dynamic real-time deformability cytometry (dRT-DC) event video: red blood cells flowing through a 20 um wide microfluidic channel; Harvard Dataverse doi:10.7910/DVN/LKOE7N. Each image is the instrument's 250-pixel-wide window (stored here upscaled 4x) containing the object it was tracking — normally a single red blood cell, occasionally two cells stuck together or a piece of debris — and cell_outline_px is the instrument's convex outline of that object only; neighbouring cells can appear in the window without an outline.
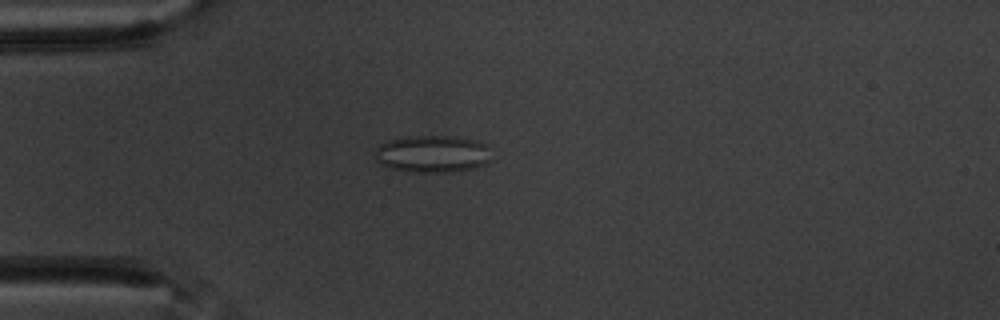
{"species": "common noctule bat (a hibernating species)", "species_latin": "Nyctalus noctula", "temperature_condition": "warm", "stored_images_in_passage": 48, "camera_frame_rate_fps": 3000, "um_per_image_px": 0.085, "animal": {"sex": "male", "body_mass_g": 20.1, "forearm_length_mm": 53.5}, "frame": {"image": 1, "passage_image": 6, "time_ms": 1.667, "image_size_px": [1000, 320], "cell_outline_px": [[492, 160], [484, 164], [472, 168], [448, 172], [412, 172], [392, 168], [380, 164], [376, 160], [376, 148], [380, 144], [388, 140], [408, 136], [456, 136], [476, 140], [484, 144]], "centroid_in_image_um": [36.74, 13.07], "position_along_channel_um": 48.3, "area_um2": 25.14}}
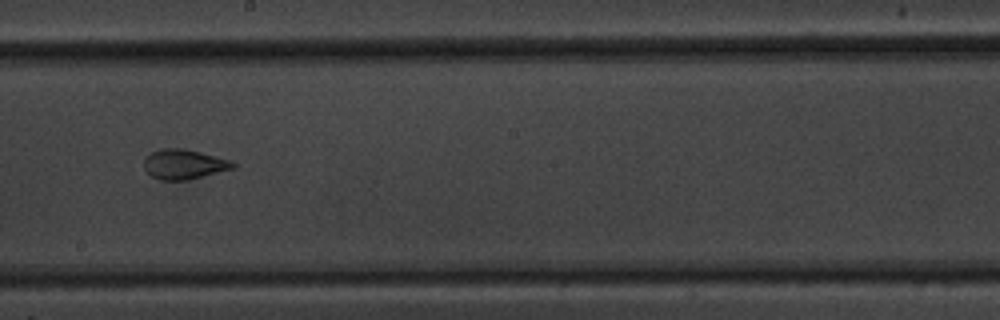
{"frame": {"image": 2, "passage_image": 23, "time_ms": 7.333, "image_size_px": [1000, 320], "cell_outline_px": [[236, 168], [188, 180], [160, 180], [152, 176], [144, 168], [144, 160], [152, 152], [160, 148], [180, 148], [200, 152], [232, 160], [236, 164]], "centroid_in_image_um": [15.67, 13.96], "position_along_channel_um": 232.5, "area_um2": 15.49}}
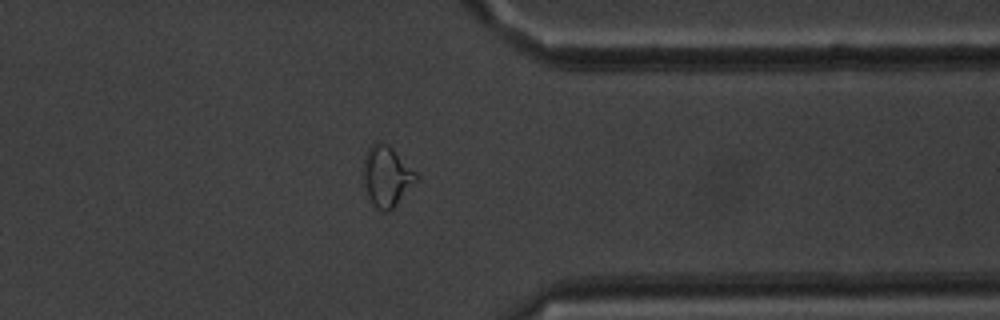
{"frame": {"image": 3, "passage_image": 36, "time_ms": 11.667, "image_size_px": [1000, 320], "cell_outline_px": [[420, 180], [388, 212], [384, 212], [376, 208], [372, 204], [368, 196], [364, 184], [364, 156], [368, 148], [376, 140], [388, 144], [420, 176]], "centroid_in_image_um": [32.89, 14.98], "position_along_channel_um": 378.5, "area_um2": 18.79}, "authors_computed_cell_mechanics": {"area_um2": 18.5827, "velocity_mm_per_s": 3.5025, "shape_relaxation_time_tau1_ms": null, "shape_relaxation_time_tau2_ms": 1.4924, "deformation_change_tau1": null, "deformation_change_tau2": 0.0744}}